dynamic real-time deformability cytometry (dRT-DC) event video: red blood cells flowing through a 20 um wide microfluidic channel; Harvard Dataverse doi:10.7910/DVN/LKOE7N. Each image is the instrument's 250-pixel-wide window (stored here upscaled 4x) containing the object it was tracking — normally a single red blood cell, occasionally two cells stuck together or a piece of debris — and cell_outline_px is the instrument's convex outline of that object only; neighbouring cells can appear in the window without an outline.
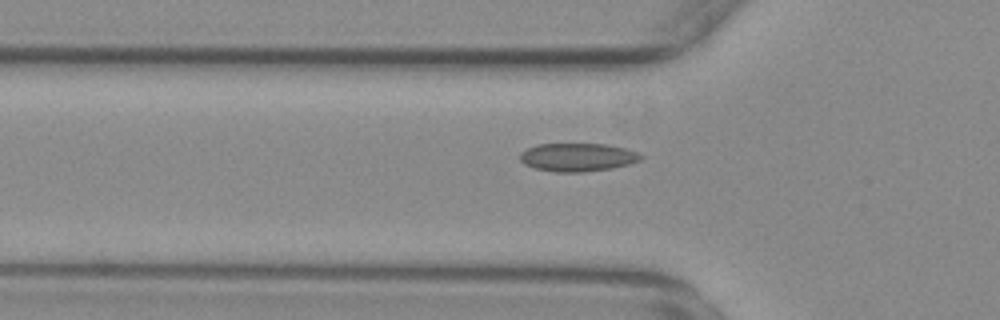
{"species": "common noctule bat (a hibernating species)", "species_latin": "Nyctalus noctula", "temperature_condition": "warm", "stored_images_in_passage": 55, "camera_frame_rate_fps": 3000, "um_per_image_px": 0.085, "animal": {"sex": "female", "body_mass_g": 29.2, "forearm_length_mm": 56.3}, "frame": {"image": 1, "passage_image": 18, "time_ms": 5.667, "image_size_px": [1000, 320], "cell_outline_px": [[644, 156], [640, 160], [628, 164], [612, 168], [580, 172], [556, 172], [536, 168], [524, 164], [520, 160], [520, 152], [536, 144], [608, 144], [624, 148], [636, 152]], "centroid_in_image_um": [49.08, 13.36], "position_along_channel_um": 76.7, "area_um2": 19.77}}
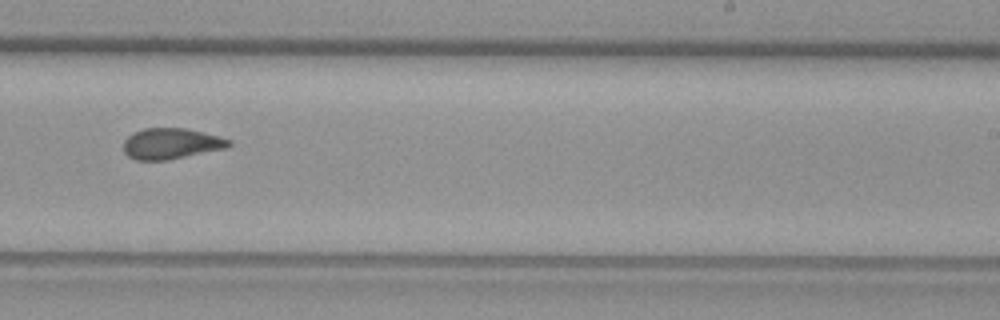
{"frame": {"image": 2, "passage_image": 34, "time_ms": 11.0, "image_size_px": [1000, 320], "cell_outline_px": [[232, 144], [228, 148], [168, 160], [136, 160], [128, 156], [124, 152], [124, 140], [132, 132], [144, 128], [184, 128], [204, 132], [232, 140]], "centroid_in_image_um": [14.56, 12.21], "position_along_channel_um": 274.4, "area_um2": 19.13}}
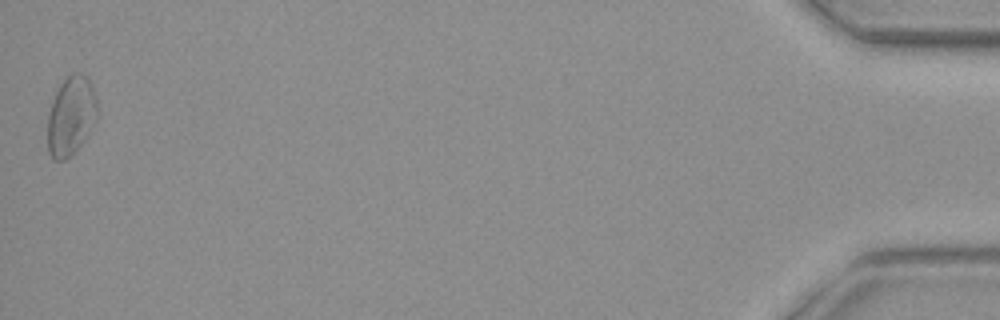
{"frame": {"image": 3, "passage_image": 55, "time_ms": 18.0, "image_size_px": [1000, 320], "cell_outline_px": [[96, 120], [84, 140], [64, 160], [56, 160], [48, 152], [48, 112], [52, 100], [60, 84], [72, 72], [80, 72], [88, 76], [96, 96]], "centroid_in_image_um": [6.03, 9.79], "position_along_channel_um": 429.2, "area_um2": 22.66}, "authors_computed_cell_mechanics": {"area_um2": 19.8832, "velocity_mm_per_s": 3.6989, "shape_relaxation_time_tau1_ms": null, "shape_relaxation_time_tau2_ms": 2.1015, "deformation_change_tau1": null, "deformation_change_tau2": 0.078}}